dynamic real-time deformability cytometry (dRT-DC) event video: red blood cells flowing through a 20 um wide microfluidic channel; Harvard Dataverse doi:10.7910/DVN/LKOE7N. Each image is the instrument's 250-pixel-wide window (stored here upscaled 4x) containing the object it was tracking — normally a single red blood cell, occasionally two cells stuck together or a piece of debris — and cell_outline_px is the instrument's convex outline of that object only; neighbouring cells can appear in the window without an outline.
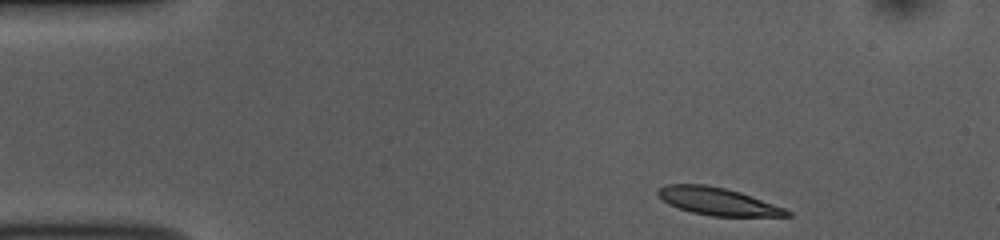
{"species": "common noctule bat (a hibernating species)", "species_latin": "Nyctalus noctula", "temperature_condition": "room temperature", "stored_images_in_passage": 46, "camera_frame_rate_fps": 3000, "um_per_image_px": 0.085, "animal": {"sex": "female", "body_mass_g": 10.0, "forearm_length_mm": 53.1}, "frame": {"image": 1, "passage_image": 1, "time_ms": 0.0, "image_size_px": [1000, 240], "cell_outline_px": [[792, 216], [712, 216], [692, 212], [668, 204], [656, 192], [656, 188], [668, 184], [704, 184], [724, 188], [740, 192], [752, 196], [784, 208], [792, 212]], "centroid_in_image_um": [61.0, 17.11], "position_along_channel_um": 24.0, "area_um2": 20.52}}
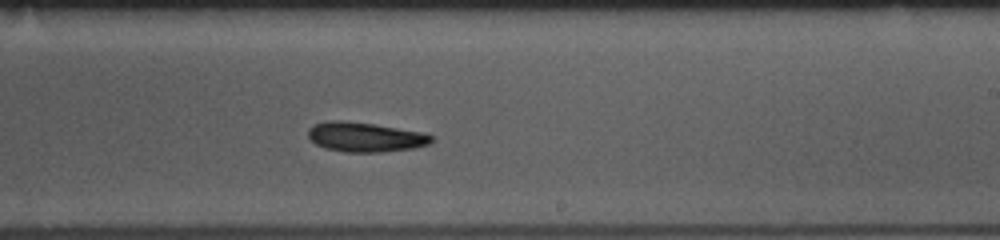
{"frame": {"image": 2, "passage_image": 25, "time_ms": 8.0, "image_size_px": [1000, 240], "cell_outline_px": [[432, 140], [428, 144], [416, 148], [380, 152], [348, 152], [324, 148], [316, 144], [308, 136], [308, 128], [312, 124], [328, 120], [340, 120], [372, 124], [428, 132], [432, 136]], "centroid_in_image_um": [31.05, 11.64], "position_along_channel_um": 258.0, "area_um2": 21.44}}
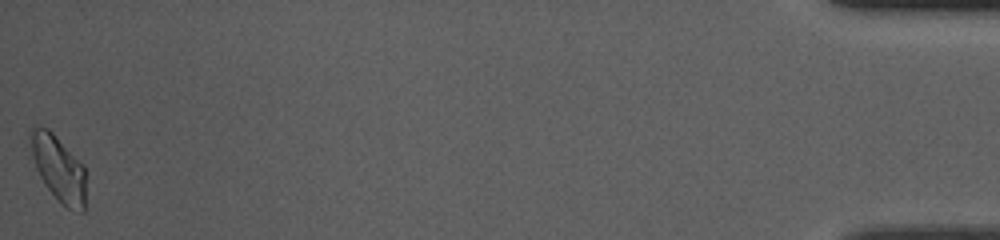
{"frame": {"image": 3, "passage_image": 46, "time_ms": 15.0, "image_size_px": [1000, 240], "cell_outline_px": [[84, 212], [80, 212], [68, 208], [60, 204], [44, 184], [36, 168], [32, 156], [28, 136], [32, 128], [36, 124], [48, 128], [84, 164]], "centroid_in_image_um": [4.94, 14.28], "position_along_channel_um": 430.3, "area_um2": 21.39}, "authors_computed_cell_mechanics": {"area_um2": 21.0392, "velocity_mm_per_s": 3.8051, "shape_relaxation_time_tau1_ms": 3.3945, "shape_relaxation_time_tau2_ms": 5.7367, "deformation_change_tau1": 0.1353, "deformation_change_tau2": 0.1334}}